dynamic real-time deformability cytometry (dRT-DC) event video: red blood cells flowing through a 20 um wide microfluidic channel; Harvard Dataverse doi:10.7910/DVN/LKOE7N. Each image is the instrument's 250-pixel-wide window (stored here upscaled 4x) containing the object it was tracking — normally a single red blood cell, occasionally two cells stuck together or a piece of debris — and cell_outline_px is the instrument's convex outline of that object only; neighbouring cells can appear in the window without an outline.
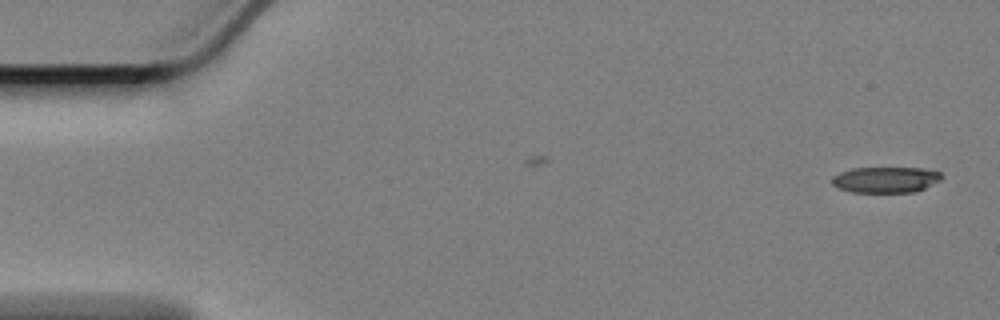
{"species": "Egyptian fruit bat (a non-hibernating species)", "species_latin": "Rousettus aegyptiacus", "temperature_condition": "cold", "stored_images_in_passage": 5, "camera_frame_rate_fps": 3000, "um_per_image_px": 0.085, "animal": {"sex": "female"}, "frame": {"image": 1, "passage_image": 1, "time_ms": 0.0, "image_size_px": [1000, 320], "cell_outline_px": [[944, 176], [940, 180], [916, 192], [852, 192], [840, 188], [832, 184], [832, 176], [840, 172], [852, 168], [920, 168], [940, 172]], "centroid_in_image_um": [75.28, 15.27], "position_along_channel_um": 9.7, "area_um2": 16.47}}